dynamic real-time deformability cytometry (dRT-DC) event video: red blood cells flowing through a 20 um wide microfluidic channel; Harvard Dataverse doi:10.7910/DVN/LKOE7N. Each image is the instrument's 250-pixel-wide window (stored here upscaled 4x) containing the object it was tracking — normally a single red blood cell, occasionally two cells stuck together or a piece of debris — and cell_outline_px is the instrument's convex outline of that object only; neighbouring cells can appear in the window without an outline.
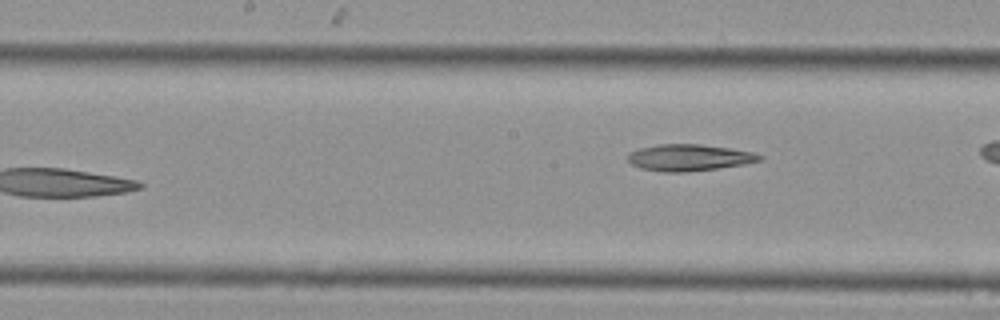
{"species": "Egyptian fruit bat (a non-hibernating species)", "species_latin": "Rousettus aegyptiacus", "temperature_condition": "cold", "stored_images_in_passage": 14, "camera_frame_rate_fps": 3000, "um_per_image_px": 0.085, "animal": {"sex": "female"}, "frame": {"image": 1, "passage_image": 14, "time_ms": 4.333, "image_size_px": [1000, 320], "cell_outline_px": [[764, 160], [744, 164], [716, 168], [684, 172], [660, 172], [640, 168], [632, 164], [628, 160], [628, 152], [640, 148], [656, 144], [700, 144], [756, 152], [764, 156]], "centroid_in_image_um": [58.59, 13.39], "position_along_channel_um": 189.6, "area_um2": 20.52}}